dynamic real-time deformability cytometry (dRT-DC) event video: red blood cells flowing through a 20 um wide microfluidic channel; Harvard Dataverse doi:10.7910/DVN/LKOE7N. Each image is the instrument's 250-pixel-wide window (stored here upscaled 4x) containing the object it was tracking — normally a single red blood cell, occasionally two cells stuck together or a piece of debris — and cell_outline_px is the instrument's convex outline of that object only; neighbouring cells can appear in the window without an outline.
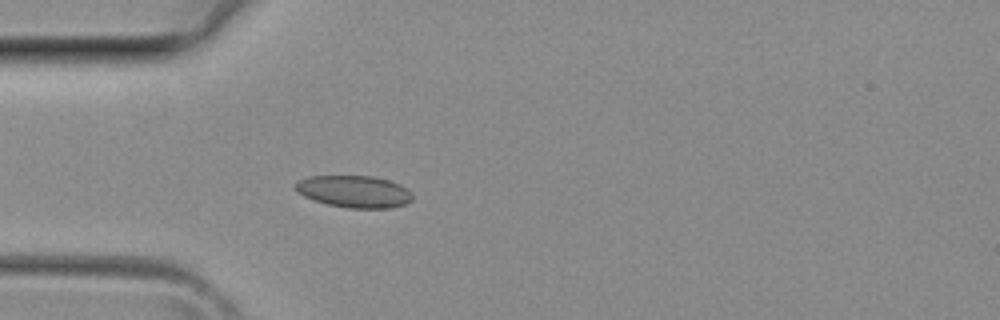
{"species": "common noctule bat (a hibernating species)", "species_latin": "Nyctalus noctula", "temperature_condition": "room temperature", "stored_images_in_passage": 38, "camera_frame_rate_fps": 3000, "um_per_image_px": 0.085, "animal": {"sex": "female", "body_mass_g": 29.2, "forearm_length_mm": 56.3}, "frame": {"image": 1, "passage_image": 11, "time_ms": 3.333, "image_size_px": [1000, 320], "cell_outline_px": [[412, 200], [404, 204], [392, 208], [348, 208], [328, 204], [304, 196], [296, 192], [292, 184], [296, 180], [308, 176], [372, 176], [388, 180], [400, 184], [412, 192]], "centroid_in_image_um": [30.07, 16.27], "position_along_channel_um": 54.9, "area_um2": 22.02}}
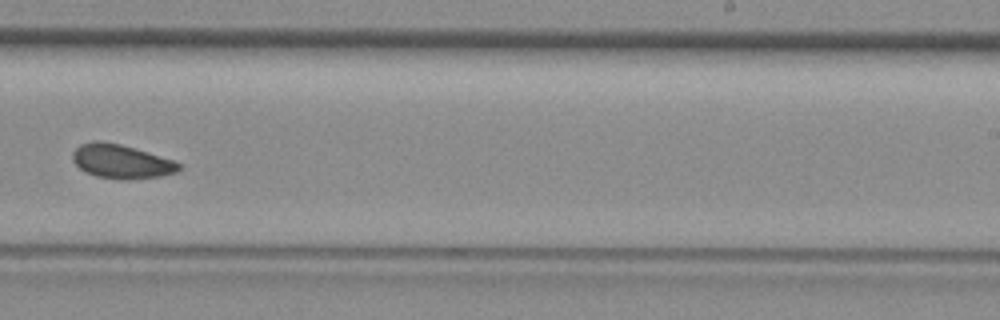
{"frame": {"image": 2, "passage_image": 24, "time_ms": 7.667, "image_size_px": [1000, 320], "cell_outline_px": [[180, 168], [176, 172], [160, 176], [128, 180], [120, 180], [96, 176], [84, 172], [72, 160], [72, 152], [80, 144], [96, 140], [104, 140], [120, 144], [172, 160], [180, 164]], "centroid_in_image_um": [10.25, 13.73], "position_along_channel_um": 278.8, "area_um2": 20.98}}
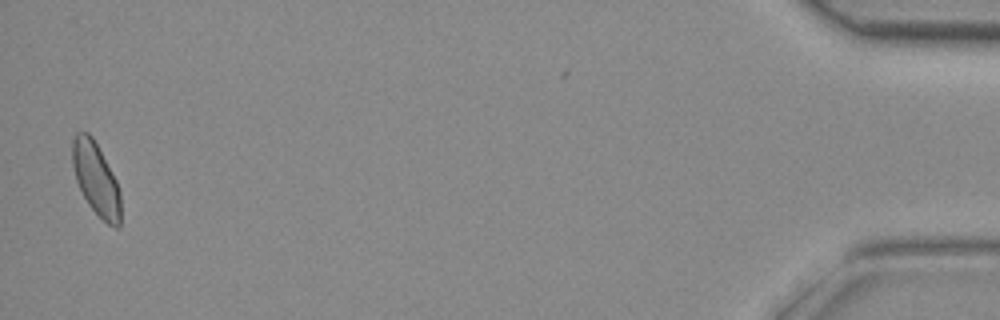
{"frame": {"image": 3, "passage_image": 38, "time_ms": 12.333, "image_size_px": [1000, 320], "cell_outline_px": [[120, 228], [116, 228], [108, 224], [88, 204], [76, 180], [72, 164], [72, 140], [76, 132], [88, 132], [92, 136], [116, 180], [120, 192]], "centroid_in_image_um": [8.15, 15.19], "position_along_channel_um": 427.0, "area_um2": 20.17}}